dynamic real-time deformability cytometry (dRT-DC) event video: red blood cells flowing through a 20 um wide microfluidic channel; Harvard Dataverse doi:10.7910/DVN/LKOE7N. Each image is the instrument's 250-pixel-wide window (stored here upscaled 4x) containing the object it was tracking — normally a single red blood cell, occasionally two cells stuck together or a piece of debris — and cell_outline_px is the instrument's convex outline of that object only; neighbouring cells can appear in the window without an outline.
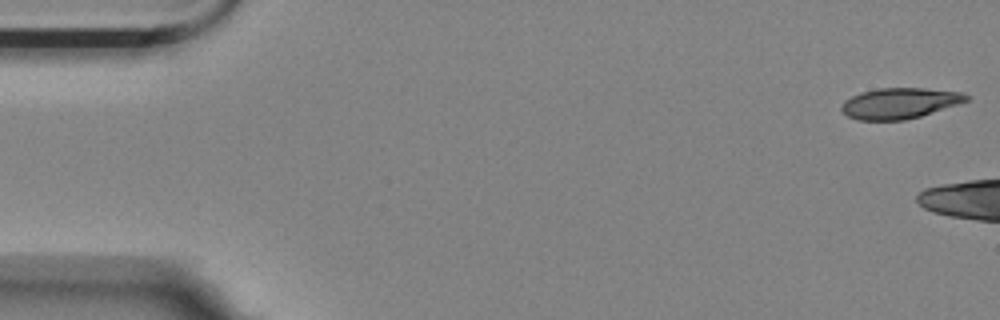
{"species": "Egyptian fruit bat (a non-hibernating species)", "species_latin": "Rousettus aegyptiacus", "temperature_condition": "room temperature", "stored_images_in_passage": 6, "camera_frame_rate_fps": 3000, "um_per_image_px": 0.085, "animal": {"sex": "female"}, "frame": {"image": 1, "passage_image": 1, "time_ms": 0.0, "image_size_px": [1000, 320], "cell_outline_px": [[972, 96], [968, 100], [960, 104], [920, 116], [904, 120], [856, 120], [848, 116], [840, 108], [844, 100], [860, 92], [880, 88], [924, 88], [964, 92]], "centroid_in_image_um": [76.51, 8.77], "position_along_channel_um": 8.5, "area_um2": 22.54}}